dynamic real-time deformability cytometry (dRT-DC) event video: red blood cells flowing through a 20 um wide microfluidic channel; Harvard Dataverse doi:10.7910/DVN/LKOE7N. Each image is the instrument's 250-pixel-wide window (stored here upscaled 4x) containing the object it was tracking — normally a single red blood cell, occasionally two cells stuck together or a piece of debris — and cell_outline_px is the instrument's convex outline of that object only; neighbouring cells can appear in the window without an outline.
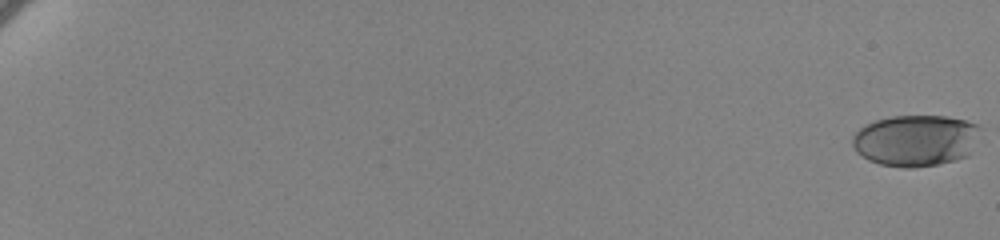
{"species": "human", "species_latin": "Homo sapiens", "temperature_condition": "cold", "stored_images_in_passage": 64, "camera_frame_rate_fps": 3000, "um_per_image_px": 0.085, "donor": {"sex": "female"}, "frame": {"image": 1, "passage_image": 1, "time_ms": 0.0, "image_size_px": [1000, 240], "cell_outline_px": [[984, 128], [968, 156], [956, 160], [940, 164], [912, 168], [904, 168], [880, 164], [868, 160], [856, 152], [852, 144], [852, 136], [860, 128], [876, 120], [892, 116], [948, 116], [964, 120], [976, 124]], "centroid_in_image_um": [77.87, 11.94], "position_along_channel_um": 7.1, "area_um2": 38.73}}
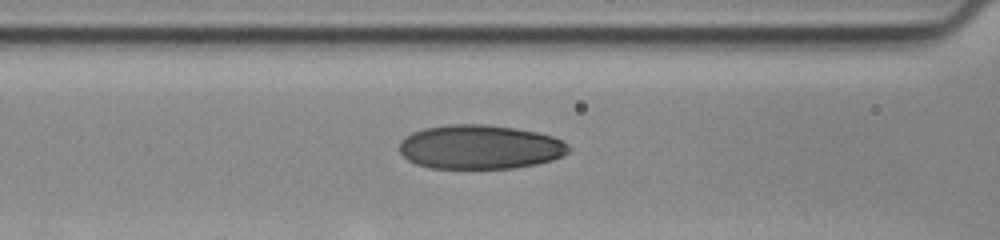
{"frame": {"image": 2, "passage_image": 32, "time_ms": 10.333, "image_size_px": [1000, 240], "cell_outline_px": [[572, 148], [568, 152], [552, 160], [536, 164], [512, 168], [428, 168], [416, 164], [408, 160], [400, 152], [400, 140], [404, 136], [412, 132], [424, 128], [448, 124], [484, 124], [516, 128], [536, 132], [552, 136], [568, 144]], "centroid_in_image_um": [40.77, 12.49], "position_along_channel_um": 125.8, "area_um2": 43.7}}
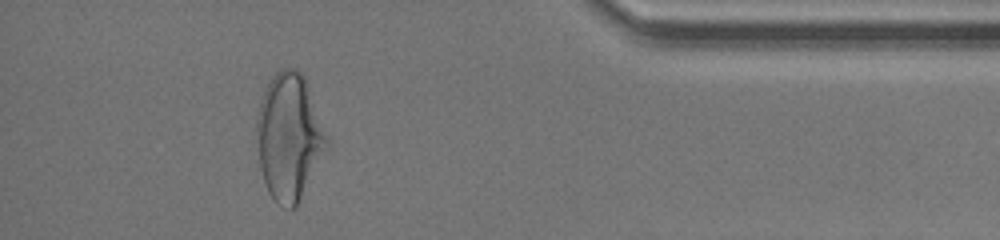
{"frame": {"image": 3, "passage_image": 59, "time_ms": 19.333, "image_size_px": [1000, 240], "cell_outline_px": [[332, 144], [296, 208], [284, 208], [268, 192], [260, 168], [256, 128], [256, 116], [260, 100], [272, 76], [280, 68], [296, 68], [304, 76], [308, 84]], "centroid_in_image_um": [24.63, 11.63], "position_along_channel_um": 410.6, "area_um2": 52.6}, "authors_computed_cell_mechanics": {"area_um2": 42.1651, "velocity_mm_per_s": 3.4484, "shape_relaxation_time_tau1_ms": 4.2773, "shape_relaxation_time_tau2_ms": 1.3275, "deformation_change_tau1": 0.1716, "deformation_change_tau2": 0.0699}}